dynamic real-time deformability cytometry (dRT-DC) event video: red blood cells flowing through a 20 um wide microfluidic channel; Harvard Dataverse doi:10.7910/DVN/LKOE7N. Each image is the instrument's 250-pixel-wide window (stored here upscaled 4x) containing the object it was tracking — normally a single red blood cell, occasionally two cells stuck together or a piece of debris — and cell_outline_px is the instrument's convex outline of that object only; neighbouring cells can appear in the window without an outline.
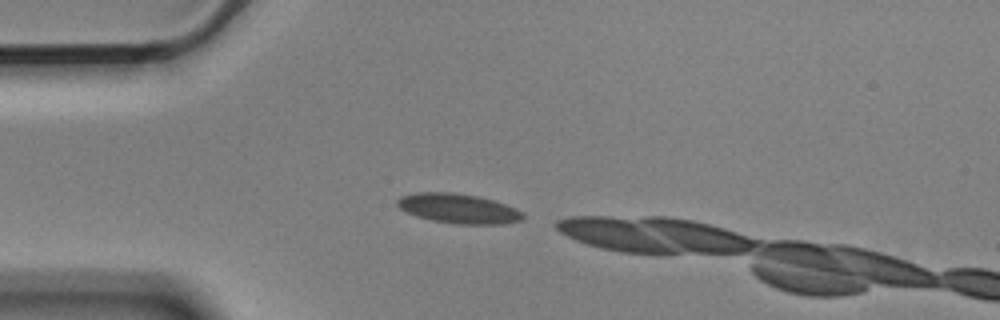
{"species": "Egyptian fruit bat (a non-hibernating species)", "species_latin": "Rousettus aegyptiacus", "temperature_condition": "cold", "stored_images_in_passage": 3, "camera_frame_rate_fps": 3000, "um_per_image_px": 0.085, "animal": {"sex": "male"}, "frame": {"image": 1, "passage_image": 1, "time_ms": 0.0, "image_size_px": [1000, 320], "cell_outline_px": [[524, 220], [504, 224], [456, 224], [432, 220], [416, 216], [400, 208], [396, 204], [396, 200], [400, 196], [416, 192], [452, 192], [476, 196], [492, 200], [516, 208], [524, 212]], "centroid_in_image_um": [38.98, 17.73], "position_along_channel_um": 46.0, "area_um2": 21.79}}